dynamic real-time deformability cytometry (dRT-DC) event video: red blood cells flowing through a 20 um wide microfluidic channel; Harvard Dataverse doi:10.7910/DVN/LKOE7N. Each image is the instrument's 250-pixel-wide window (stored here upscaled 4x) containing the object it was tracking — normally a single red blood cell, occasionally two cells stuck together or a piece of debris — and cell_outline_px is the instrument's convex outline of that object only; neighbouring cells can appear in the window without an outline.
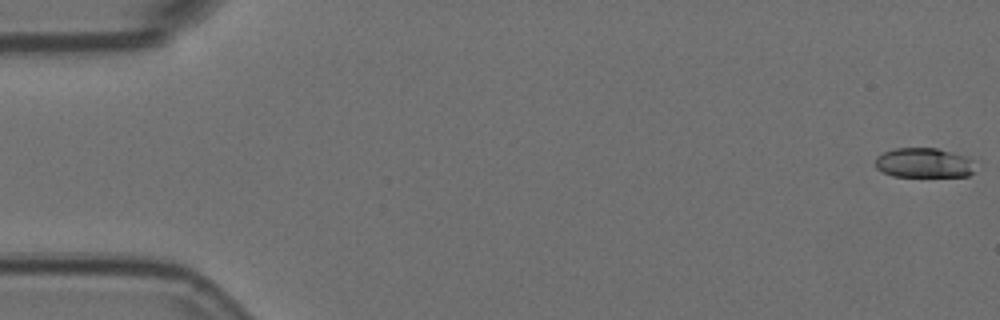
{"species": "Egyptian fruit bat (a non-hibernating species)", "species_latin": "Rousettus aegyptiacus", "temperature_condition": "room temperature", "stored_images_in_passage": 57, "segment_of_instrument_passage": [1, 2], "camera_frame_rate_fps": 3000, "um_per_image_px": 0.085, "animal": {"sex": "female"}, "frame": {"image": 1, "passage_image": 1, "time_ms": 0.0, "image_size_px": [1000, 320], "cell_outline_px": [[972, 172], [968, 176], [892, 176], [876, 168], [876, 156], [884, 152], [896, 148], [936, 148], [968, 156], [972, 160]], "centroid_in_image_um": [78.51, 13.83], "position_along_channel_um": 6.5, "area_um2": 17.17}}
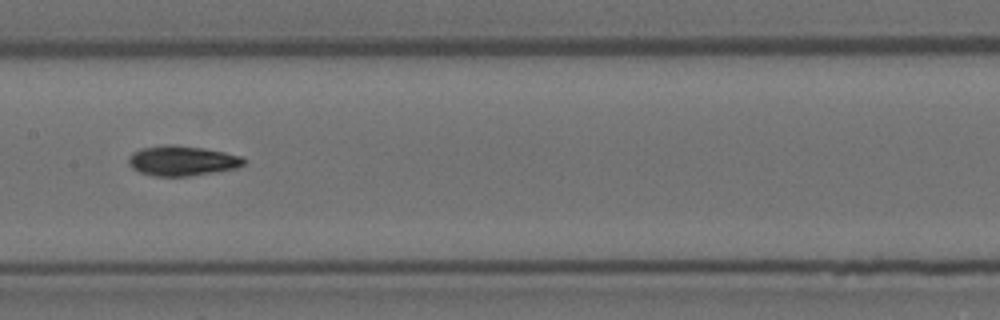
{"frame": {"image": 2, "passage_image": 28, "time_ms": 9.0, "image_size_px": [1000, 320], "cell_outline_px": [[248, 160], [244, 164], [236, 168], [192, 176], [152, 176], [140, 172], [132, 168], [128, 164], [128, 156], [132, 152], [140, 148], [164, 144], [172, 144], [204, 148], [244, 156]], "centroid_in_image_um": [15.48, 13.65], "position_along_channel_um": 191.9, "area_um2": 20.52}}
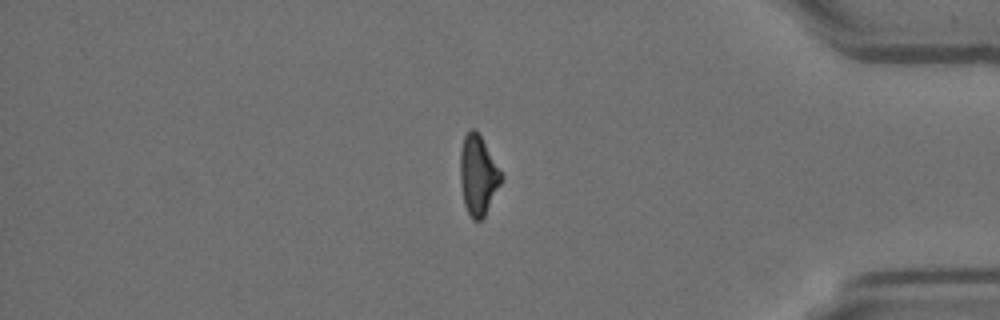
{"frame": {"image": 3, "passage_image": 47, "time_ms": 15.333, "image_size_px": [1000, 320], "cell_outline_px": [[504, 176], [484, 216], [480, 220], [472, 220], [464, 204], [460, 180], [460, 148], [464, 136], [472, 128], [480, 136]], "centroid_in_image_um": [40.62, 14.9], "position_along_channel_um": 394.6, "area_um2": 18.73}}